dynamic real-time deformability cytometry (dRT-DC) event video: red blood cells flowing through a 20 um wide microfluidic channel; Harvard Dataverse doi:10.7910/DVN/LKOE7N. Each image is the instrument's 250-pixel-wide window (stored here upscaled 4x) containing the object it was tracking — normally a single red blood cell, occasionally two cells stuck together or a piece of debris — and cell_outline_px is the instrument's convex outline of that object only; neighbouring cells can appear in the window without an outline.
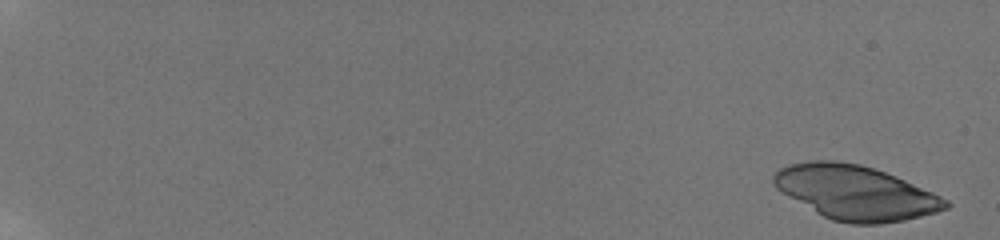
{"species": "human", "species_latin": "Homo sapiens", "temperature_condition": "room temperature", "stored_images_in_passage": 9, "camera_frame_rate_fps": 3000, "um_per_image_px": 0.085, "donor": {"sex": "male"}, "frame": {"image": 1, "passage_image": 1, "time_ms": 0.0, "image_size_px": [1000, 240], "cell_outline_px": [[952, 204], [948, 208], [936, 212], [904, 220], [880, 224], [852, 224], [832, 220], [816, 212], [788, 196], [776, 188], [772, 180], [772, 176], [780, 168], [788, 164], [808, 160], [836, 160], [860, 164], [896, 176], [932, 192], [948, 200]], "centroid_in_image_um": [72.71, 16.36], "position_along_channel_um": 12.3, "area_um2": 54.22}}
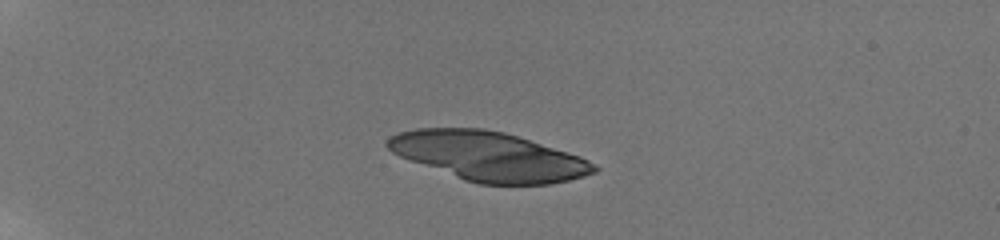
{"frame": {"image": 2, "passage_image": 6, "time_ms": 5.0, "image_size_px": [1000, 240], "cell_outline_px": [[600, 168], [596, 172], [584, 176], [568, 180], [548, 184], [476, 184], [464, 180], [408, 160], [392, 152], [384, 144], [396, 132], [416, 128], [484, 128], [504, 132], [568, 152], [580, 156], [596, 164]], "centroid_in_image_um": [41.52, 13.28], "position_along_channel_um": 43.5, "area_um2": 59.01}}